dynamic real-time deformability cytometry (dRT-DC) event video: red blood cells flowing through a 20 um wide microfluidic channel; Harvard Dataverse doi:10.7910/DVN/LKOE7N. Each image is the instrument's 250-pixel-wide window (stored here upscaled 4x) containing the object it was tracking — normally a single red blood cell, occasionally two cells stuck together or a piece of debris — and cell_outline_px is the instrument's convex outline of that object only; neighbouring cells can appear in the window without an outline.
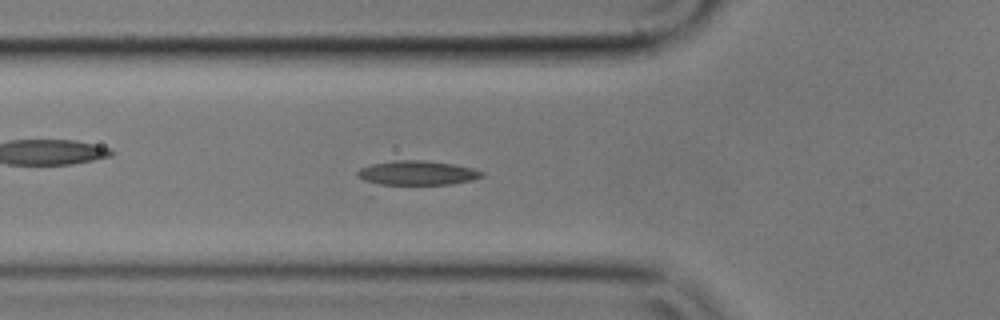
{"species": "common noctule bat (a hibernating species)", "species_latin": "Nyctalus noctula", "temperature_condition": "cold", "stored_images_in_passage": 29, "camera_frame_rate_fps": 3000, "um_per_image_px": 0.085, "animal": {"sex": "male", "body_mass_g": 17.9}, "frame": {"image": 1, "passage_image": 5, "time_ms": 1.333, "image_size_px": [1000, 320], "cell_outline_px": [[484, 176], [472, 180], [448, 184], [376, 188], [372, 188], [356, 176], [356, 172], [360, 168], [372, 164], [396, 160], [424, 160], [452, 164], [472, 168], [484, 172]], "centroid_in_image_um": [35.28, 14.77], "position_along_channel_um": 90.5, "area_um2": 18.96}}
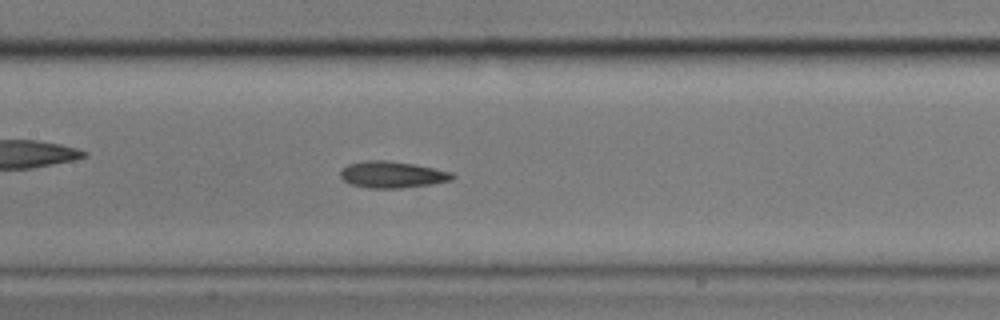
{"frame": {"image": 2, "passage_image": 12, "time_ms": 3.667, "image_size_px": [1000, 320], "cell_outline_px": [[456, 176], [452, 180], [432, 184], [400, 188], [368, 188], [352, 184], [344, 180], [340, 176], [340, 168], [348, 164], [364, 160], [388, 160], [412, 164], [452, 172]], "centroid_in_image_um": [33.32, 14.83], "position_along_channel_um": 174.1, "area_um2": 17.34}}
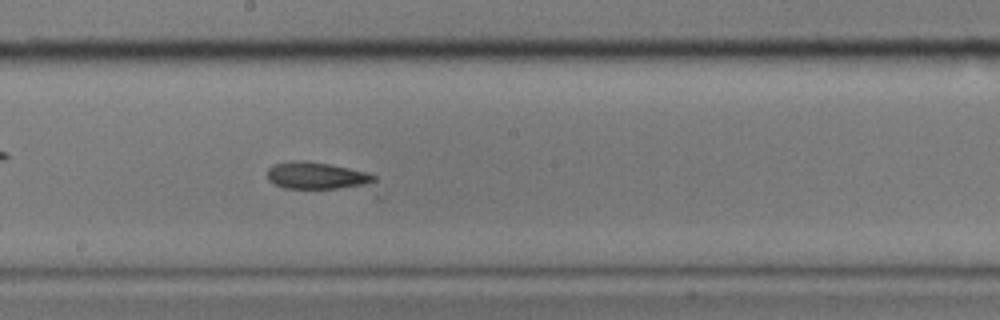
{"frame": {"image": 3, "passage_image": 16, "time_ms": 5.0, "image_size_px": [1000, 320], "cell_outline_px": [[376, 180], [372, 188], [284, 188], [268, 180], [268, 168], [272, 164], [292, 160], [304, 160], [328, 164], [368, 172], [376, 176]], "centroid_in_image_um": [27.03, 14.94], "position_along_channel_um": 221.2, "area_um2": 17.34}}